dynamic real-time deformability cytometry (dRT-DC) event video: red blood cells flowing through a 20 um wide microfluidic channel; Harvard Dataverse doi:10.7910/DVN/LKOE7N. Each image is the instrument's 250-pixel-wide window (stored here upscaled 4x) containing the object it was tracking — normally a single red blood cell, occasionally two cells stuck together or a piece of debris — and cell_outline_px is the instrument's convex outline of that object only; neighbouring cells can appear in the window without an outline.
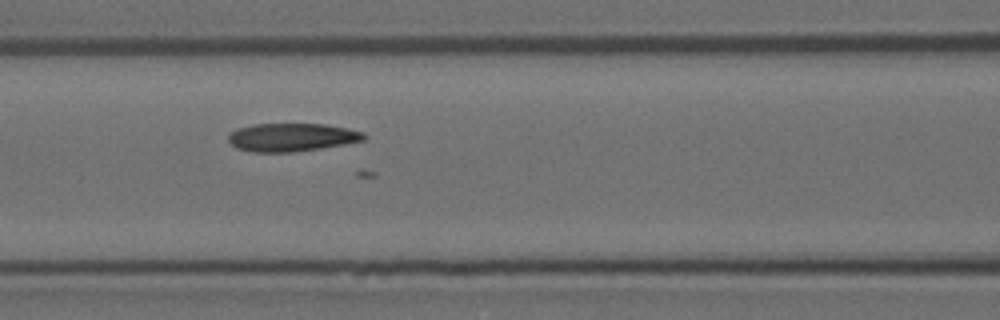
{"species": "Egyptian fruit bat (a non-hibernating species)", "species_latin": "Rousettus aegyptiacus", "temperature_condition": "room temperature", "stored_images_in_passage": 38, "camera_frame_rate_fps": 3000, "um_per_image_px": 0.085, "animal": {"sex": "female"}, "frame": {"image": 1, "passage_image": 6, "time_ms": 1.667, "image_size_px": [1000, 320], "cell_outline_px": [[368, 136], [364, 140], [344, 144], [320, 148], [292, 152], [252, 152], [236, 148], [228, 140], [228, 136], [236, 128], [252, 124], [324, 124], [348, 128], [364, 132]], "centroid_in_image_um": [24.8, 11.66], "position_along_channel_um": 141.8, "area_um2": 22.31}}
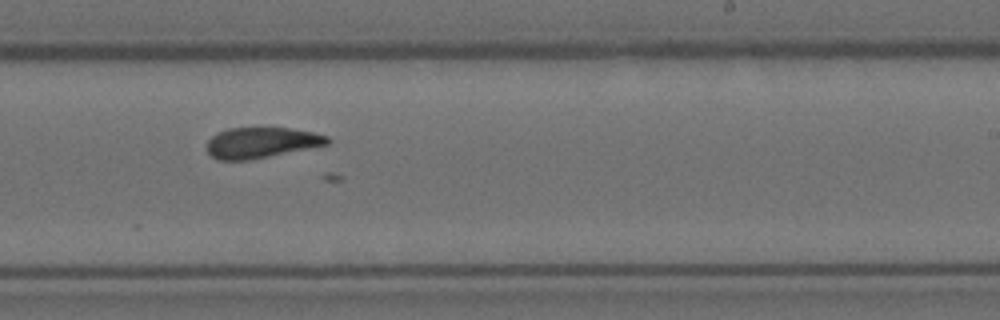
{"frame": {"image": 2, "passage_image": 16, "time_ms": 5.0, "image_size_px": [1000, 320], "cell_outline_px": [[332, 140], [328, 144], [248, 160], [216, 160], [208, 152], [208, 140], [212, 136], [228, 128], [288, 128], [312, 132], [328, 136]], "centroid_in_image_um": [22.21, 12.12], "position_along_channel_um": 266.8, "area_um2": 21.21}}
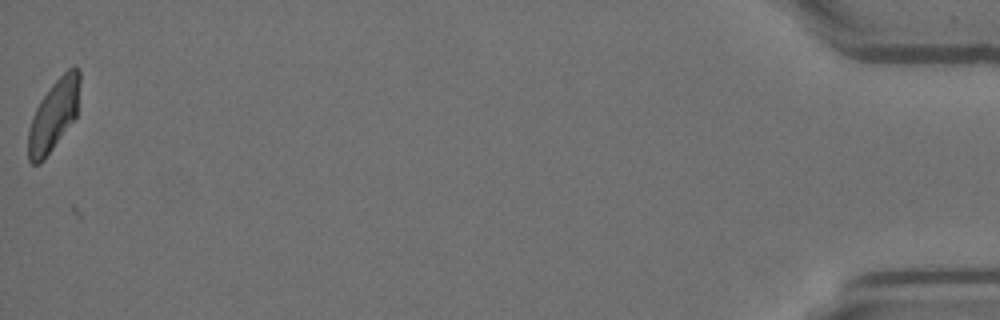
{"frame": {"image": 3, "passage_image": 37, "time_ms": 12.0, "image_size_px": [1000, 320], "cell_outline_px": [[80, 80], [76, 116], [44, 160], [40, 164], [32, 164], [28, 160], [28, 128], [32, 116], [40, 100], [52, 84], [72, 64], [76, 64], [80, 68]], "centroid_in_image_um": [4.56, 9.76], "position_along_channel_um": 430.6, "area_um2": 21.39}}